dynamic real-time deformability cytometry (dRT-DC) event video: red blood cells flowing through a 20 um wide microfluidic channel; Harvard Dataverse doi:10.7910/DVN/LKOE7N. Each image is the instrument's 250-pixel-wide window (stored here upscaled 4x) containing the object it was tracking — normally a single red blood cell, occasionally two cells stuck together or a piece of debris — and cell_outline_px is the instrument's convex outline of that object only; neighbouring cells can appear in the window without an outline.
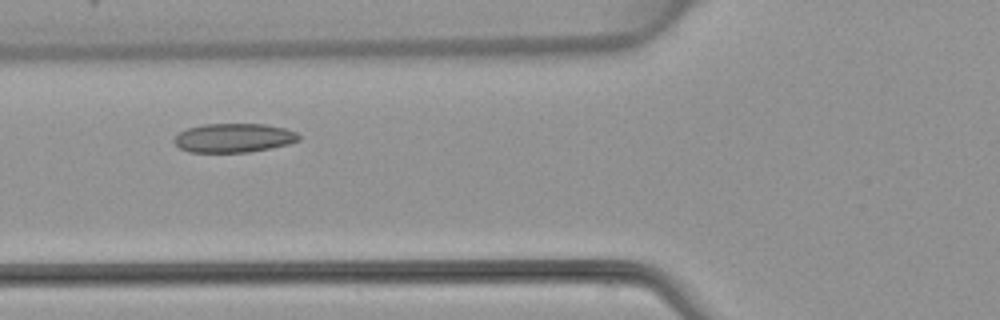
{"species": "common noctule bat (a hibernating species)", "species_latin": "Nyctalus noctula", "temperature_condition": "warm", "stored_images_in_passage": 4, "camera_frame_rate_fps": 3000, "um_per_image_px": 0.085, "animal": {"sex": "female", "body_mass_g": 22.7, "forearm_length_mm": 54.2}, "frame": {"image": 1, "passage_image": 4, "time_ms": 3.667, "image_size_px": [1000, 320], "cell_outline_px": [[300, 140], [288, 144], [272, 148], [248, 152], [188, 152], [180, 148], [172, 140], [180, 132], [188, 128], [204, 124], [264, 124], [284, 128], [296, 132], [300, 136]], "centroid_in_image_um": [19.88, 11.72], "position_along_channel_um": 105.9, "area_um2": 21.04}}